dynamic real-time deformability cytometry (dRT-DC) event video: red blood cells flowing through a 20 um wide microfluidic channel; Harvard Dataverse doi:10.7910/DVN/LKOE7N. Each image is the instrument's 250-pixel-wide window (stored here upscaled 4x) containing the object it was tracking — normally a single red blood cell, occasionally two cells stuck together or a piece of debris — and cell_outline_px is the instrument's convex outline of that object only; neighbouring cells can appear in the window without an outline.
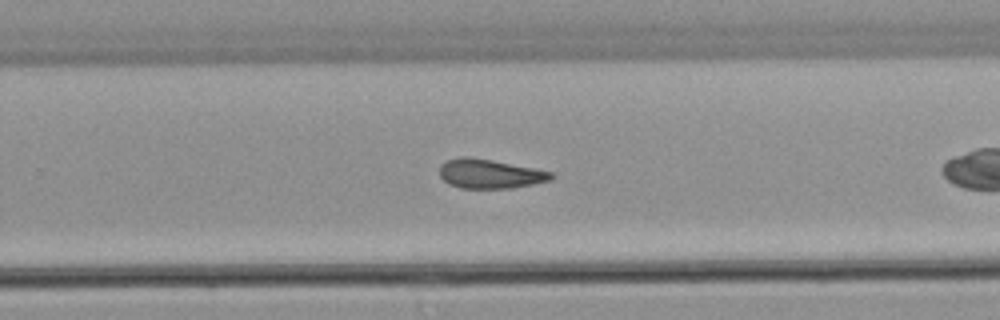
{"species": "common noctule bat (a hibernating species)", "species_latin": "Nyctalus noctula", "temperature_condition": "warm", "stored_images_in_passage": 28, "camera_frame_rate_fps": 3000, "um_per_image_px": 0.085, "animal": {"sex": "male", "body_mass_g": 21.5, "forearm_length_mm": 52.0}, "frame": {"image": 1, "passage_image": 20, "time_ms": 6.333, "image_size_px": [1000, 320], "cell_outline_px": [[556, 176], [552, 180], [512, 188], [460, 188], [448, 184], [440, 176], [440, 164], [448, 160], [460, 156], [468, 156], [492, 160], [552, 172]], "centroid_in_image_um": [41.63, 14.77], "position_along_channel_um": 288.2, "area_um2": 19.02}}